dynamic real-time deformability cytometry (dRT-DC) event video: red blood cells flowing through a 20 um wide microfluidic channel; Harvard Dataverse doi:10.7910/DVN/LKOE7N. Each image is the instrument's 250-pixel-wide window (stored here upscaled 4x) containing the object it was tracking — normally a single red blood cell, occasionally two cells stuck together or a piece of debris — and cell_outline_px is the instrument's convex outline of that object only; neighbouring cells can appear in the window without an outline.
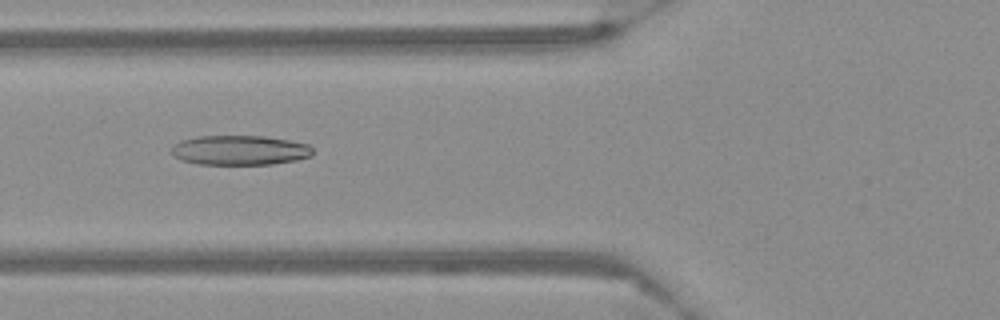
{"species": "Egyptian fruit bat (a non-hibernating species)", "species_latin": "Rousettus aegyptiacus", "temperature_condition": "warm", "stored_images_in_passage": 58, "camera_frame_rate_fps": 3000, "um_per_image_px": 0.085, "frame": {"image": 1, "passage_image": 23, "time_ms": 7.333, "image_size_px": [1000, 320], "cell_outline_px": [[312, 156], [296, 160], [272, 164], [196, 164], [180, 160], [172, 156], [172, 144], [180, 140], [196, 136], [264, 136], [288, 140], [308, 144], [312, 148]], "centroid_in_image_um": [20.33, 12.77], "position_along_channel_um": 105.5, "area_um2": 24.62}}
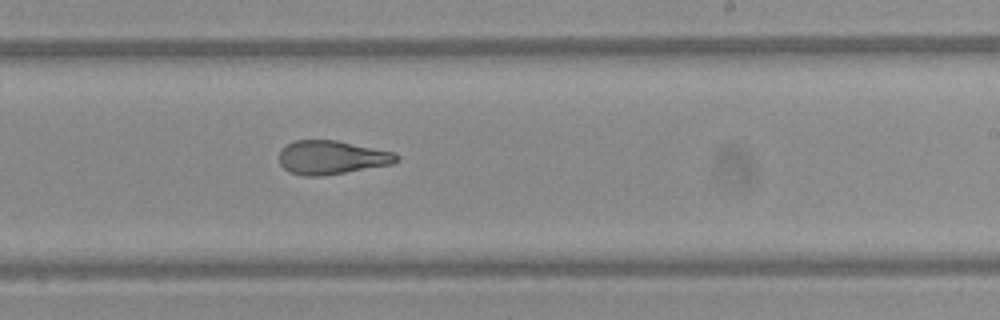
{"frame": {"image": 2, "passage_image": 36, "time_ms": 11.667, "image_size_px": [1000, 320], "cell_outline_px": [[400, 160], [392, 164], [324, 176], [304, 176], [288, 172], [280, 164], [280, 152], [288, 144], [296, 140], [336, 140], [396, 152], [400, 156]], "centroid_in_image_um": [28.24, 13.39], "position_along_channel_um": 260.8, "area_um2": 23.18}}
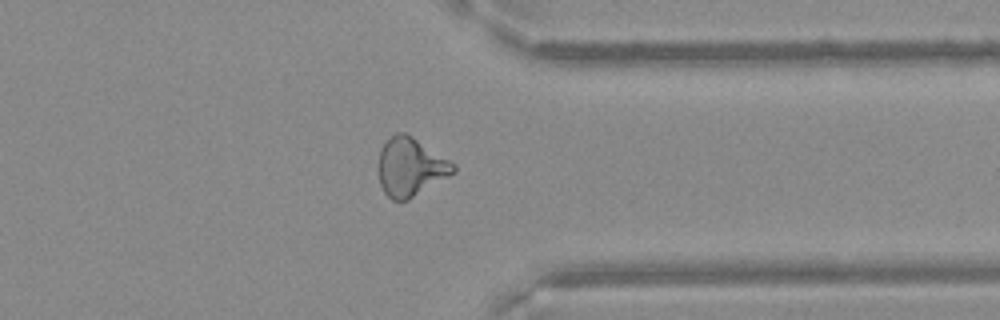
{"frame": {"image": 3, "passage_image": 46, "time_ms": 15.0, "image_size_px": [1000, 320], "cell_outline_px": [[456, 172], [408, 200], [392, 200], [384, 192], [380, 184], [376, 168], [380, 148], [396, 132], [404, 132], [412, 136], [456, 164]], "centroid_in_image_um": [34.87, 14.2], "position_along_channel_um": 376.5, "area_um2": 25.66}}